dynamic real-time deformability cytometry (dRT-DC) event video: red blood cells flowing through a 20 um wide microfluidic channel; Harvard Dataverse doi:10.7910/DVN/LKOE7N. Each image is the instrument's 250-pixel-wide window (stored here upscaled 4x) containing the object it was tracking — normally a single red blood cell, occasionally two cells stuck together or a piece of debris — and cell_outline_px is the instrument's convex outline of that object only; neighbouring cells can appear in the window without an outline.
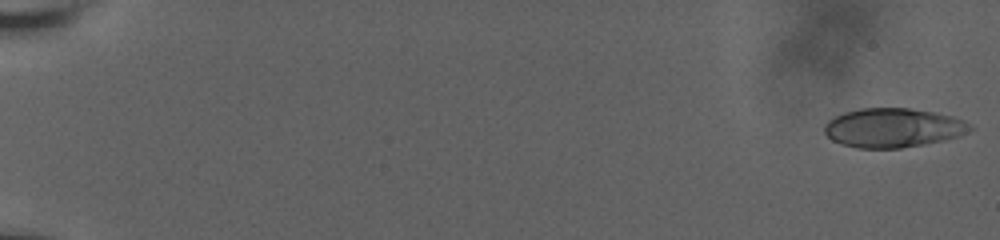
{"species": "human", "species_latin": "Homo sapiens", "temperature_condition": "room temperature", "stored_images_in_passage": 17, "camera_frame_rate_fps": 3000, "um_per_image_px": 0.085, "donor": {"sex": "male"}, "frame": {"image": 1, "passage_image": 1, "time_ms": 0.0, "image_size_px": [1000, 240], "cell_outline_px": [[972, 128], [956, 136], [940, 140], [900, 148], [856, 148], [840, 144], [832, 140], [824, 132], [824, 124], [828, 120], [844, 112], [860, 108], [908, 108], [936, 112], [952, 116], [964, 120]], "centroid_in_image_um": [75.83, 10.85], "position_along_channel_um": 9.2, "area_um2": 32.89}}
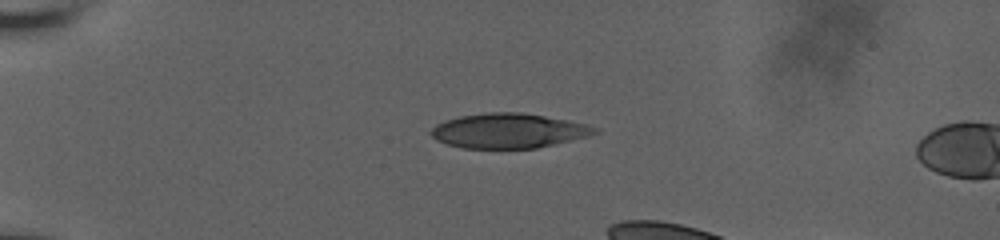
{"frame": {"image": 2, "passage_image": 14, "time_ms": 5.333, "image_size_px": [1000, 240], "cell_outline_px": [[600, 132], [588, 136], [536, 148], [464, 148], [448, 144], [436, 140], [428, 132], [436, 124], [444, 120], [460, 116], [488, 112], [520, 112], [568, 120], [600, 128]], "centroid_in_image_um": [43.21, 11.11], "position_along_channel_um": 41.8, "area_um2": 33.06}}